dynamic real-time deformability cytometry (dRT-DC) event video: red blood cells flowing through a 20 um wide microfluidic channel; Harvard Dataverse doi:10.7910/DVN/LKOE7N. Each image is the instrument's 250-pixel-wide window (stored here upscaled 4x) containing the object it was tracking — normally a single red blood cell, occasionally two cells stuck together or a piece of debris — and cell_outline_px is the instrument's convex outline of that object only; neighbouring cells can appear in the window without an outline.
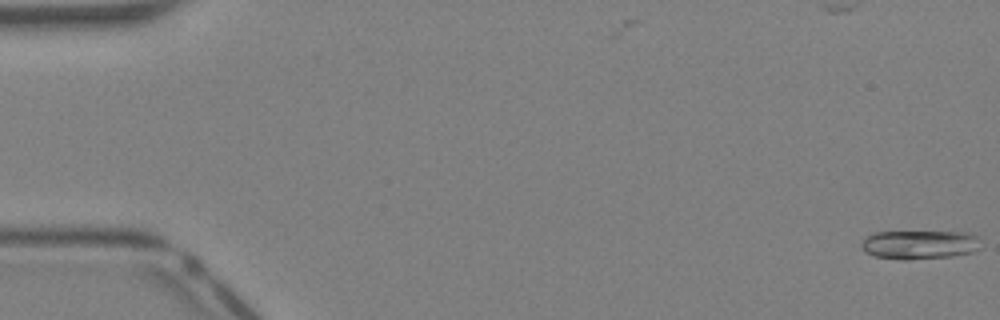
{"species": "Egyptian fruit bat (a non-hibernating species)", "species_latin": "Rousettus aegyptiacus", "temperature_condition": "warm", "stored_images_in_passage": 43, "camera_frame_rate_fps": 3000, "um_per_image_px": 0.085, "animal": {"sex": "female"}, "frame": {"image": 1, "passage_image": 1, "time_ms": 0.0, "image_size_px": [1000, 320], "cell_outline_px": [[984, 248], [972, 252], [952, 256], [908, 260], [900, 260], [872, 256], [864, 252], [860, 244], [868, 236], [876, 232], [964, 232], [976, 236]], "centroid_in_image_um": [78.17, 20.81], "position_along_channel_um": 6.8, "area_um2": 20.29}}
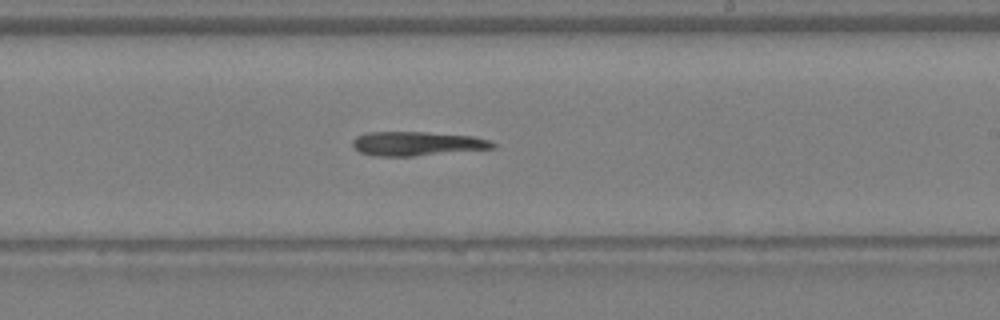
{"frame": {"image": 2, "passage_image": 26, "time_ms": 8.333, "image_size_px": [1000, 320], "cell_outline_px": [[496, 148], [412, 156], [376, 156], [360, 152], [352, 144], [352, 140], [356, 136], [368, 132], [428, 132], [472, 136], [488, 140], [496, 144]], "centroid_in_image_um": [35.44, 12.2], "position_along_channel_um": 253.6, "area_um2": 19.59}}
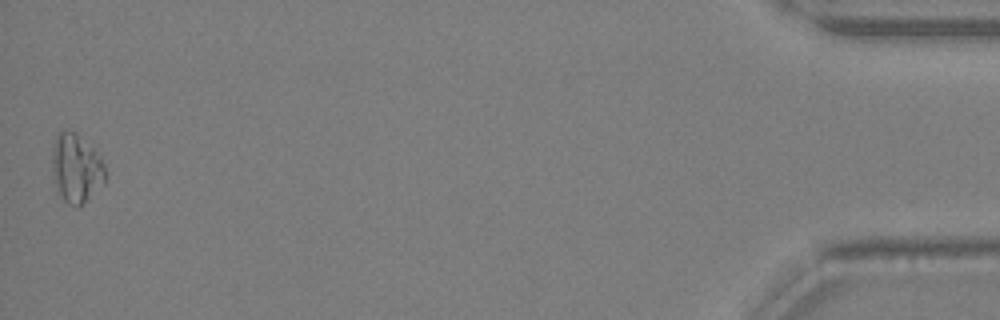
{"frame": {"image": 3, "passage_image": 43, "time_ms": 14.0, "image_size_px": [1000, 320], "cell_outline_px": [[108, 176], [104, 184], [80, 208], [76, 208], [68, 204], [56, 192], [52, 172], [52, 144], [56, 132], [64, 128], [68, 128], [76, 132], [100, 156], [104, 164]], "centroid_in_image_um": [6.46, 14.31], "position_along_channel_um": 428.7, "area_um2": 22.31}, "authors_computed_cell_mechanics": {"area_um2": 19.5364, "velocity_mm_per_s": 4.8542, "shape_relaxation_time_tau1_ms": 2.8769, "shape_relaxation_time_tau2_ms": null, "deformation_change_tau1": 0.1237, "deformation_change_tau2": null}}